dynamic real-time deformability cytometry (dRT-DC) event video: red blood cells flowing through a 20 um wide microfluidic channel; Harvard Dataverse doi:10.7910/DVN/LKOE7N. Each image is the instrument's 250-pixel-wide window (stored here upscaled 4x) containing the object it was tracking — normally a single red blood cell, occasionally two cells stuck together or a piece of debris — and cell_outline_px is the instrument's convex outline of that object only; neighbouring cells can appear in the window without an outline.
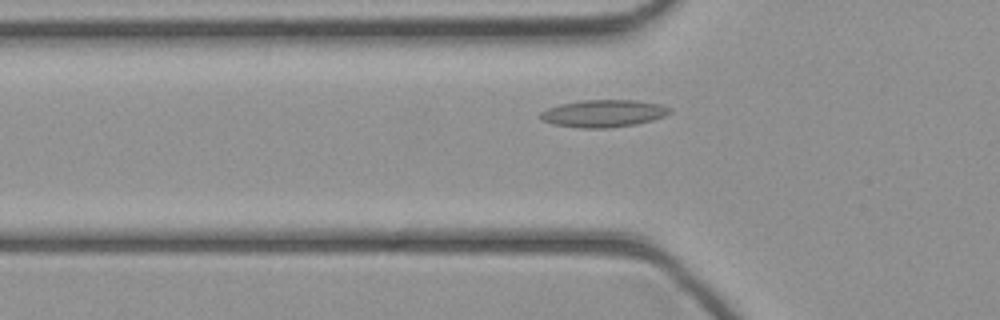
{"species": "common noctule bat (a hibernating species)", "species_latin": "Nyctalus noctula", "temperature_condition": "cold", "stored_images_in_passage": 39, "camera_frame_rate_fps": 3000, "um_per_image_px": 0.085, "animal": {"sex": "female", "body_mass_g": 21.9}, "frame": {"image": 1, "passage_image": 9, "time_ms": 2.667, "image_size_px": [1000, 320], "cell_outline_px": [[672, 112], [664, 116], [652, 120], [636, 124], [608, 128], [576, 128], [552, 124], [544, 120], [540, 116], [540, 112], [548, 108], [560, 104], [580, 100], [636, 100], [660, 104], [672, 108]], "centroid_in_image_um": [51.31, 9.64], "position_along_channel_um": 74.5, "area_um2": 20.69}}
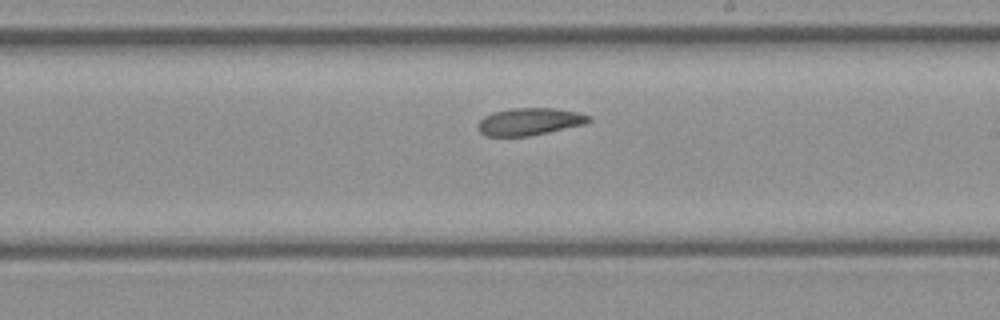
{"frame": {"image": 2, "passage_image": 20, "time_ms": 6.333, "image_size_px": [1000, 320], "cell_outline_px": [[592, 120], [584, 124], [548, 132], [528, 136], [484, 136], [476, 128], [476, 124], [484, 116], [492, 112], [512, 108], [556, 108], [576, 112], [592, 116]], "centroid_in_image_um": [44.97, 10.33], "position_along_channel_um": 244.0, "area_um2": 17.74}}
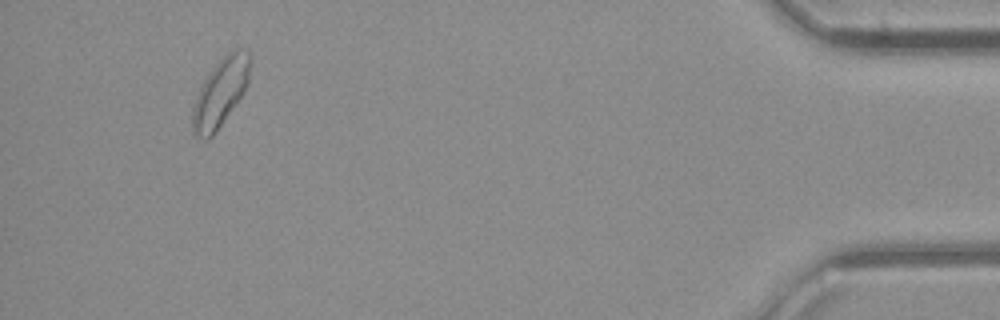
{"frame": {"image": 3, "passage_image": 36, "time_ms": 11.667, "image_size_px": [1000, 320], "cell_outline_px": [[252, 60], [248, 84], [244, 92], [216, 132], [208, 140], [204, 140], [196, 136], [192, 132], [192, 108], [200, 88], [208, 72], [232, 48], [240, 48], [248, 52], [252, 56]], "centroid_in_image_um": [18.75, 7.85], "position_along_channel_um": 416.4, "area_um2": 23.12}}